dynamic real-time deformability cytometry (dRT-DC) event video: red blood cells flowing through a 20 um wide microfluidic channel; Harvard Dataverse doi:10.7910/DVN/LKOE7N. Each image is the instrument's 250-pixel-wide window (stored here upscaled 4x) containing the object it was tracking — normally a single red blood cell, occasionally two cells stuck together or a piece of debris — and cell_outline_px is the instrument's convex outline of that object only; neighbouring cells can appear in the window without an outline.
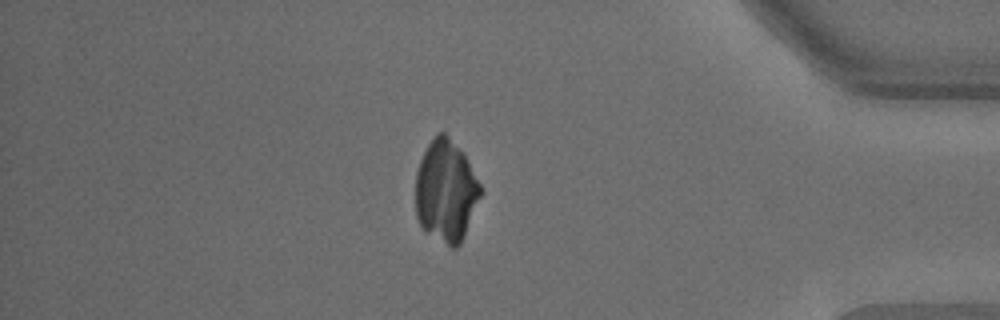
{"species": "common noctule bat (a hibernating species)", "species_latin": "Nyctalus noctula", "temperature_condition": "warm", "stored_images_in_passage": 34, "camera_frame_rate_fps": 3000, "um_per_image_px": 0.085, "animal": {"sex": "male", "body_mass_g": 18.8}, "frame": {"image": 1, "passage_image": 32, "time_ms": 10.333, "image_size_px": [1000, 320], "cell_outline_px": [[484, 192], [460, 244], [456, 248], [452, 248], [428, 232], [420, 224], [416, 216], [416, 172], [420, 160], [428, 144], [440, 132], [444, 132], [464, 152]], "centroid_in_image_um": [37.93, 16.23], "position_along_channel_um": 397.3, "area_um2": 38.49}}